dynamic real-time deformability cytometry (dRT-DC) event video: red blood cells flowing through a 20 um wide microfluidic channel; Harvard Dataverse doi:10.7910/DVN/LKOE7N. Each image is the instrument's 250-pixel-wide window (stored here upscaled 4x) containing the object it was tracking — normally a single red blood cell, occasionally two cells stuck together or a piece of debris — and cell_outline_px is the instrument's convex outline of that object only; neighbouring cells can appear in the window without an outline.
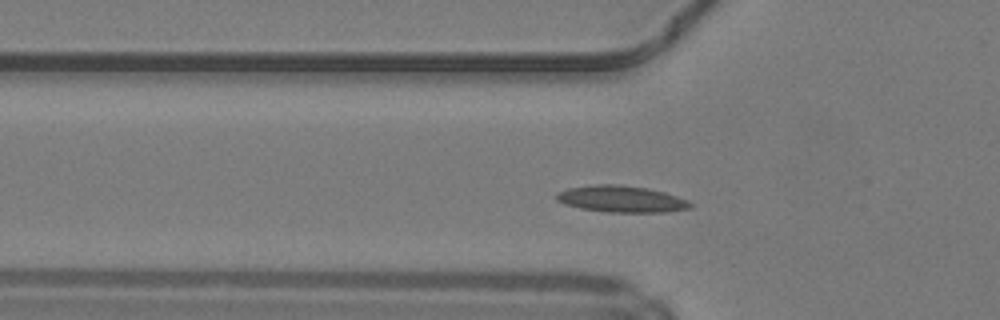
{"species": "common noctule bat (a hibernating species)", "species_latin": "Nyctalus noctula", "temperature_condition": "warm", "stored_images_in_passage": 44, "camera_frame_rate_fps": 3000, "um_per_image_px": 0.085, "animal": {"sex": "male", "body_mass_g": 19.2, "forearm_length_mm": 51.8}, "frame": {"image": 1, "passage_image": 10, "time_ms": 3.0, "image_size_px": [1000, 320], "cell_outline_px": [[692, 208], [668, 212], [608, 212], [580, 208], [564, 204], [556, 200], [556, 196], [560, 192], [568, 188], [596, 184], [620, 184], [648, 188], [664, 192], [688, 200], [692, 204]], "centroid_in_image_um": [52.84, 16.91], "position_along_channel_um": 73.0, "area_um2": 20.75}}
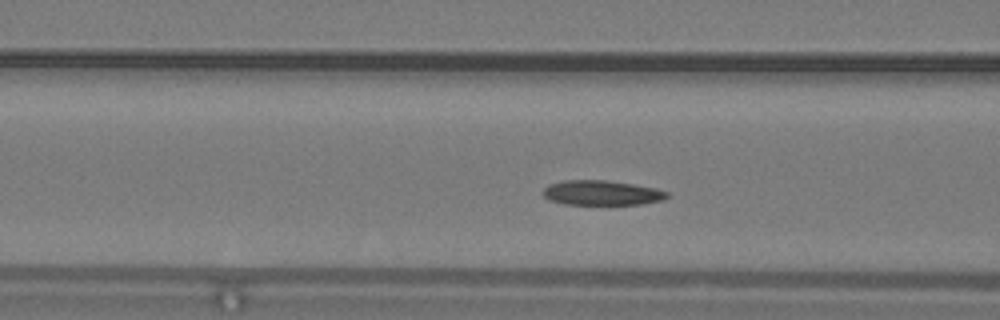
{"frame": {"image": 2, "passage_image": 13, "time_ms": 4.0, "image_size_px": [1000, 320], "cell_outline_px": [[668, 196], [664, 200], [640, 204], [564, 204], [548, 200], [544, 196], [544, 188], [548, 184], [564, 180], [604, 180], [632, 184], [656, 188], [668, 192]], "centroid_in_image_um": [51.13, 16.39], "position_along_channel_um": 115.5, "area_um2": 17.86}}
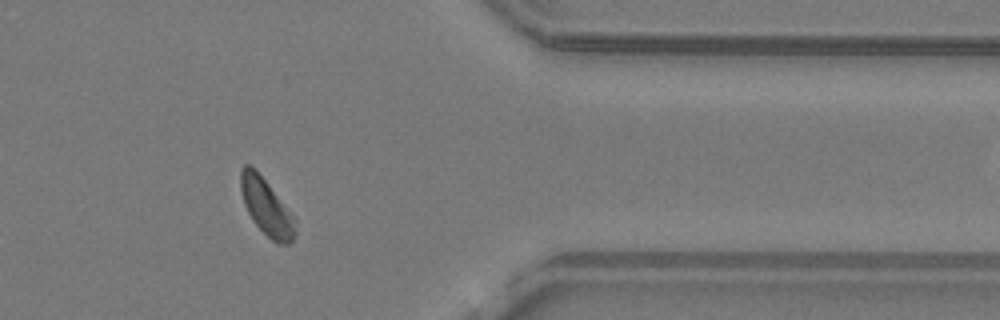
{"frame": {"image": 3, "passage_image": 34, "time_ms": 11.0, "image_size_px": [1000, 320], "cell_outline_px": [[296, 232], [292, 240], [288, 244], [276, 244], [252, 220], [244, 204], [240, 188], [240, 172], [244, 164], [248, 164], [256, 168], [296, 216]], "centroid_in_image_um": [22.67, 17.56], "position_along_channel_um": 388.7, "area_um2": 18.44}, "authors_computed_cell_mechanics": {"area_um2": 18.2937, "velocity_mm_per_s": 4.1726, "shape_relaxation_time_tau1_ms": 4.2903, "shape_relaxation_time_tau2_ms": null, "deformation_change_tau1": 0.1213, "deformation_change_tau2": null}}